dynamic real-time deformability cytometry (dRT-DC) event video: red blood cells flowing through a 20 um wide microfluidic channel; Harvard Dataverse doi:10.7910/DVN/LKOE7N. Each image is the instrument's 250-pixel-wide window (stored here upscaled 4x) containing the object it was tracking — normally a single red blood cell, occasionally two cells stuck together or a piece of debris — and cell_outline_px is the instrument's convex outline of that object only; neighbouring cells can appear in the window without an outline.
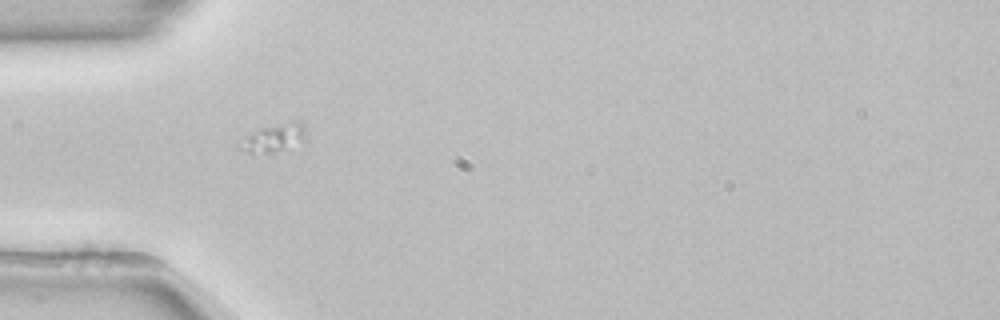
{"species": "common noctule bat (a hibernating species)", "species_latin": "Nyctalus noctula", "temperature_condition": "room temperature", "stored_images_in_passage": 40, "camera_frame_rate_fps": 3000, "um_per_image_px": 0.085, "animal": {"sex": "female", "body_mass_g": 22.7, "forearm_length_mm": 54.2}, "frame": {"image": 1, "passage_image": 1, "time_ms": 0.0, "image_size_px": [1000, 320], "cell_outline_px": [[304, 140], [268, 152], [252, 152], [236, 148], [236, 144], [244, 136], [260, 128], [292, 120], [300, 120], [304, 124]], "centroid_in_image_um": [23.2, 11.65], "position_along_channel_um": 61.8, "area_um2": 10.4}}
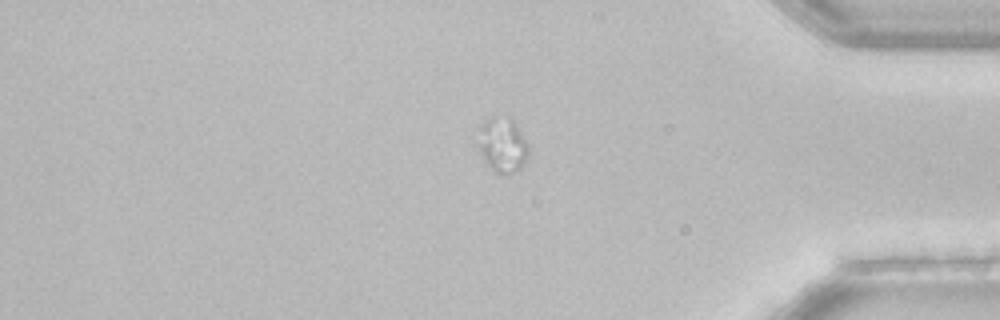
{"frame": {"image": 2, "passage_image": 31, "time_ms": 10.0, "image_size_px": [1000, 320], "cell_outline_px": [[528, 152], [520, 168], [504, 176], [496, 172], [488, 164], [480, 152], [476, 144], [480, 128], [484, 120], [508, 116], [516, 124], [528, 144]], "centroid_in_image_um": [42.69, 12.32], "position_along_channel_um": 392.5, "area_um2": 15.78}}
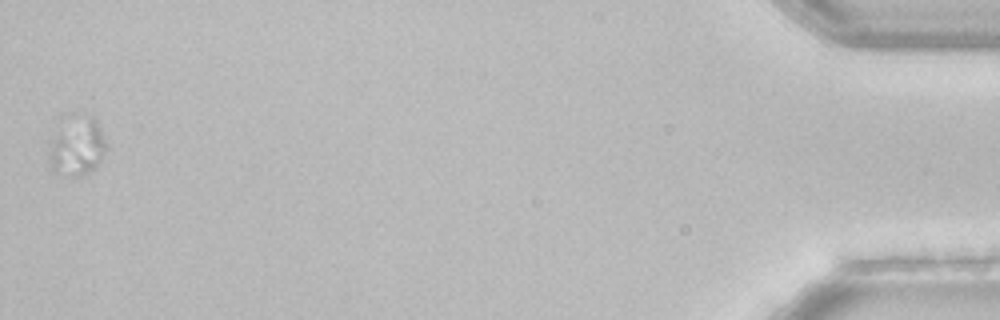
{"frame": {"image": 3, "passage_image": 40, "time_ms": 13.0, "image_size_px": [1000, 320], "cell_outline_px": [[108, 148], [100, 160], [92, 168], [80, 176], [60, 176], [52, 168], [48, 144], [48, 140], [84, 112], [92, 116], [96, 120], [100, 128]], "centroid_in_image_um": [6.57, 12.49], "position_along_channel_um": 428.6, "area_um2": 18.84}}